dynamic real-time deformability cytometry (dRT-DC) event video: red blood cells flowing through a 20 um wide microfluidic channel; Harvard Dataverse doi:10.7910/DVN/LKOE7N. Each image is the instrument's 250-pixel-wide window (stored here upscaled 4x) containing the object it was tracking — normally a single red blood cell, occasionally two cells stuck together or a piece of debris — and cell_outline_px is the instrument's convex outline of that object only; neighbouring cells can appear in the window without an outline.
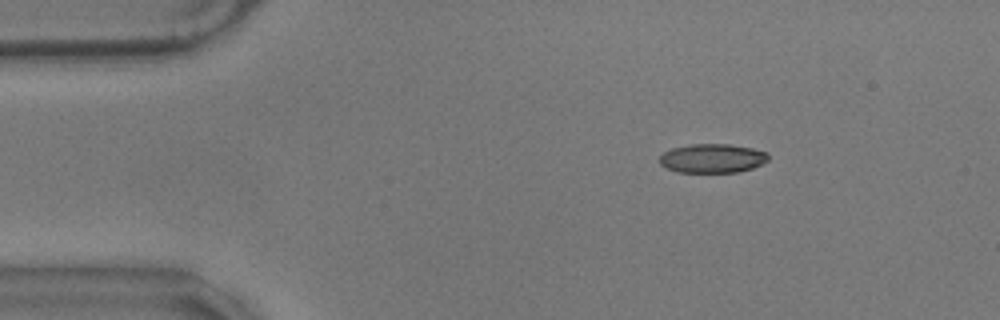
{"species": "common noctule bat (a hibernating species)", "species_latin": "Nyctalus noctula", "temperature_condition": "warm", "stored_images_in_passage": 56, "camera_frame_rate_fps": 3000, "um_per_image_px": 0.085, "animal": {"sex": "male", "body_mass_g": 17.9}, "frame": {"image": 1, "passage_image": 7, "time_ms": 2.0, "image_size_px": [1000, 320], "cell_outline_px": [[768, 160], [752, 168], [736, 172], [676, 172], [660, 164], [660, 156], [664, 152], [672, 148], [688, 144], [728, 144], [752, 148], [768, 152]], "centroid_in_image_um": [60.54, 13.45], "position_along_channel_um": 24.5, "area_um2": 18.32}}
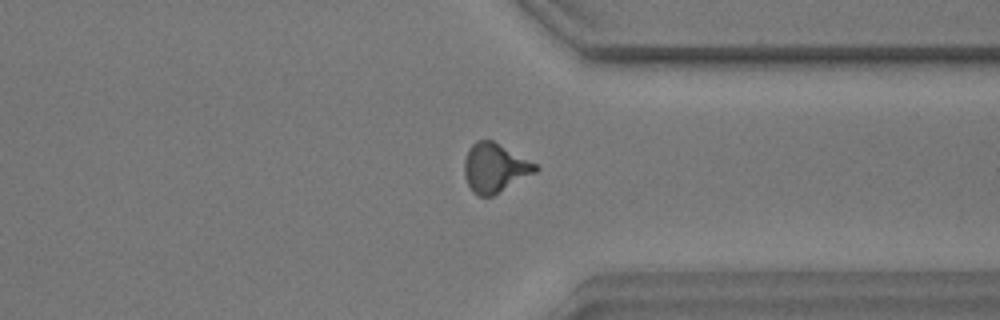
{"frame": {"image": 2, "passage_image": 42, "time_ms": 13.667, "image_size_px": [1000, 320], "cell_outline_px": [[540, 168], [536, 172], [492, 196], [480, 196], [472, 192], [464, 176], [464, 160], [468, 148], [476, 140], [492, 140], [536, 164]], "centroid_in_image_um": [42.03, 14.27], "position_along_channel_um": 369.4, "area_um2": 20.17}}
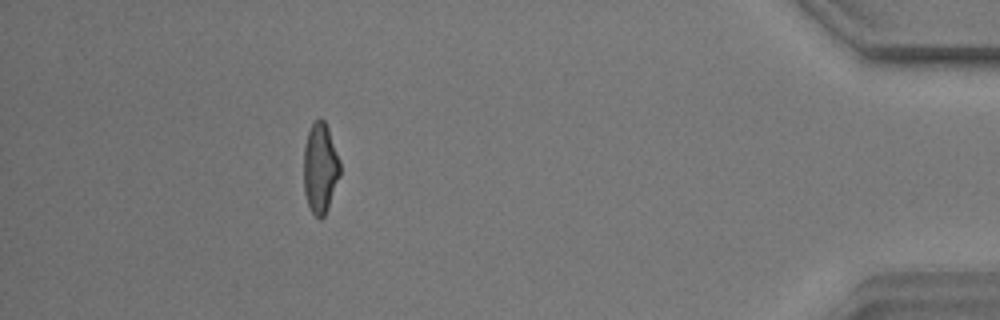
{"frame": {"image": 3, "passage_image": 50, "time_ms": 16.333, "image_size_px": [1000, 320], "cell_outline_px": [[340, 176], [328, 208], [324, 216], [320, 220], [312, 212], [308, 204], [304, 192], [304, 148], [308, 132], [312, 124], [320, 116], [324, 120], [328, 128], [340, 160]], "centroid_in_image_um": [27.23, 14.29], "position_along_channel_um": 408.0, "area_um2": 19.13}, "authors_computed_cell_mechanics": {"area_um2": 19.2185, "velocity_mm_per_s": 3.4964, "shape_relaxation_time_tau1_ms": null, "shape_relaxation_time_tau2_ms": 1.771, "deformation_change_tau1": null, "deformation_change_tau2": 0.0879}}